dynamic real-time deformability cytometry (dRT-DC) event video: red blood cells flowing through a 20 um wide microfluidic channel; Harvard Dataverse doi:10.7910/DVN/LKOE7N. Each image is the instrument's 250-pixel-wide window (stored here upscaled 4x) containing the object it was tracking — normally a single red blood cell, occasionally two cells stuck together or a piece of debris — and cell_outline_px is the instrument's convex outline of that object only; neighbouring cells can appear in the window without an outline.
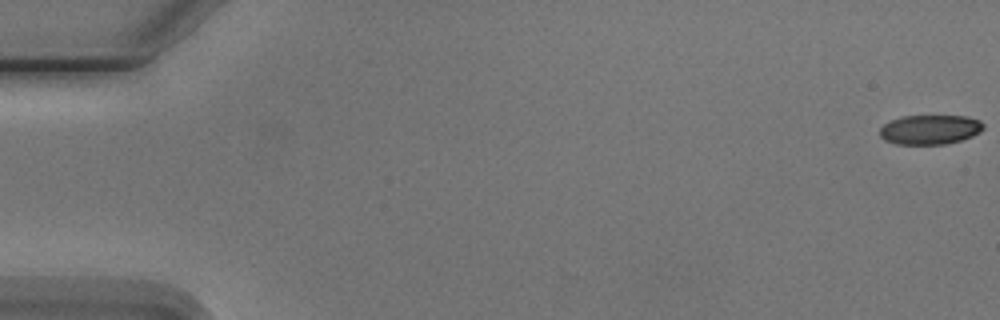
{"species": "Egyptian fruit bat (a non-hibernating species)", "species_latin": "Rousettus aegyptiacus", "temperature_condition": "cold", "stored_images_in_passage": 6, "segment_of_instrument_passage": [2, 2], "camera_frame_rate_fps": 3000, "um_per_image_px": 0.085, "animal": {"sex": "male"}, "frame": {"image": 1, "passage_image": 6, "time_ms": 7.0, "image_size_px": [1000, 320], "cell_outline_px": [[984, 128], [980, 132], [972, 136], [948, 144], [896, 144], [884, 140], [880, 136], [880, 128], [884, 124], [892, 120], [904, 116], [964, 116], [980, 120], [984, 124]], "centroid_in_image_um": [79.06, 11.02], "position_along_channel_um": 5.9, "area_um2": 17.8}}